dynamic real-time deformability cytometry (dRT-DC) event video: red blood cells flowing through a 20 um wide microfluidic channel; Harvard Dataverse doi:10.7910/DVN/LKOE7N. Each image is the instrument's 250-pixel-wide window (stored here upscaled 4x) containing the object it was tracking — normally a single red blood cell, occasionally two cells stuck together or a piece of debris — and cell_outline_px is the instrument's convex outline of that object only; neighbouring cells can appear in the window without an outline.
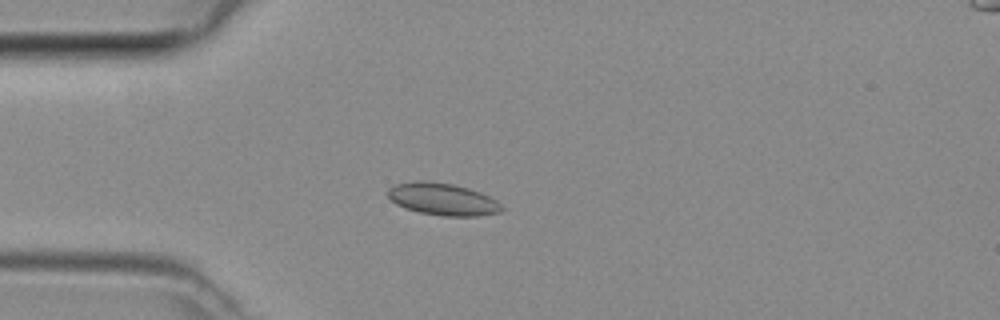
{"species": "common noctule bat (a hibernating species)", "species_latin": "Nyctalus noctula", "temperature_condition": "room temperature", "stored_images_in_passage": 6, "segment_of_instrument_passage": [1, 2], "camera_frame_rate_fps": 3000, "um_per_image_px": 0.085, "animal": {"sex": "female", "body_mass_g": 29.2, "forearm_length_mm": 56.3}, "frame": {"image": 1, "passage_image": 3, "time_ms": 0.667, "image_size_px": [1000, 320], "cell_outline_px": [[504, 208], [500, 212], [476, 216], [440, 216], [420, 212], [404, 208], [396, 204], [388, 196], [388, 188], [396, 184], [416, 180], [424, 180], [452, 184], [468, 188], [480, 192], [496, 200]], "centroid_in_image_um": [37.61, 16.93], "position_along_channel_um": 47.4, "area_um2": 21.33}}
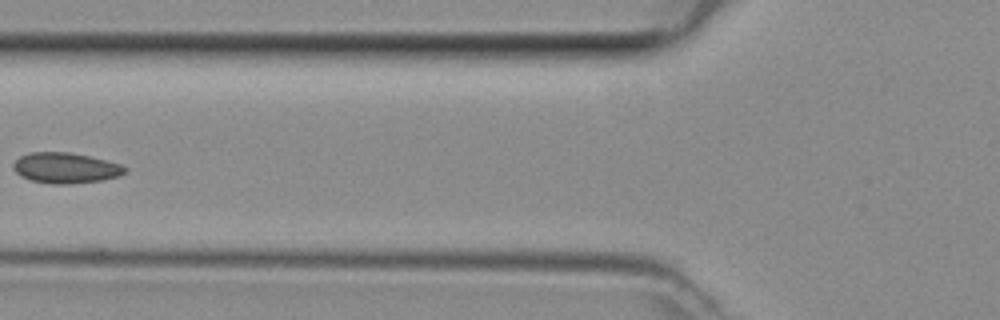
{"frame": {"image": 2, "passage_image": 5, "time_ms": 1.333, "image_size_px": [1000, 320], "cell_outline_px": [[128, 172], [120, 176], [104, 180], [68, 184], [52, 184], [32, 180], [20, 176], [12, 168], [12, 164], [20, 156], [28, 152], [68, 152], [108, 160], [120, 164], [128, 168]], "centroid_in_image_um": [5.6, 14.27], "position_along_channel_um": 120.2, "area_um2": 20.11}}